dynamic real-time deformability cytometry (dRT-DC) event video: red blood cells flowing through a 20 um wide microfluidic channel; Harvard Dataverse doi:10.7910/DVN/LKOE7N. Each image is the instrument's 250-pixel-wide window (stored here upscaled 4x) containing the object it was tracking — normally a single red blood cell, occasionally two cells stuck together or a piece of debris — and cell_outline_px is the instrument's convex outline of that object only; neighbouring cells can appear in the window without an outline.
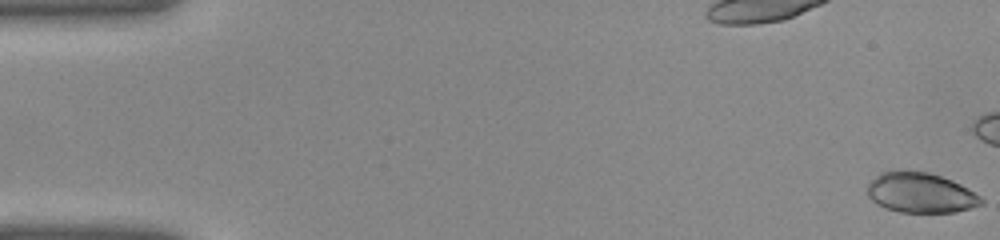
{"species": "common noctule bat (a hibernating species)", "species_latin": "Nyctalus noctula", "temperature_condition": "warm", "stored_images_in_passage": 42, "camera_frame_rate_fps": 3000, "um_per_image_px": 0.085, "animal": {"sex": "female", "body_mass_g": 22.0, "forearm_length_mm": 56.7}, "frame": {"image": 1, "passage_image": 1, "time_ms": 0.0, "image_size_px": [1000, 240], "cell_outline_px": [[984, 204], [956, 212], [900, 212], [884, 208], [876, 204], [864, 192], [868, 184], [880, 172], [900, 168], [904, 168], [928, 172], [952, 180], [960, 184], [980, 196], [984, 200]], "centroid_in_image_um": [78.19, 16.36], "position_along_channel_um": 6.8, "area_um2": 27.22}}
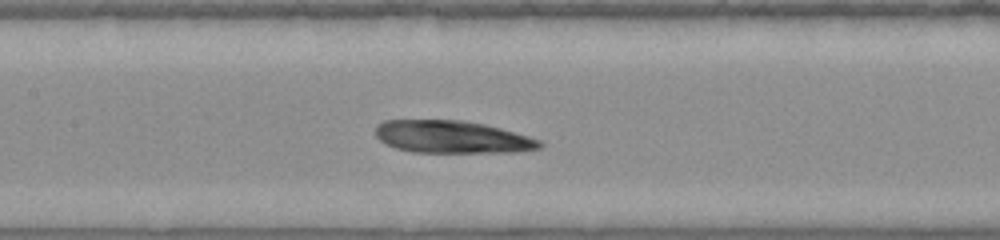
{"frame": {"image": 2, "passage_image": 20, "time_ms": 6.333, "image_size_px": [1000, 240], "cell_outline_px": [[544, 144], [540, 148], [516, 152], [412, 152], [396, 148], [384, 144], [376, 136], [376, 128], [384, 120], [464, 120], [484, 124], [500, 128], [528, 136], [540, 140]], "centroid_in_image_um": [38.43, 11.64], "position_along_channel_um": 169.0, "area_um2": 31.04}}
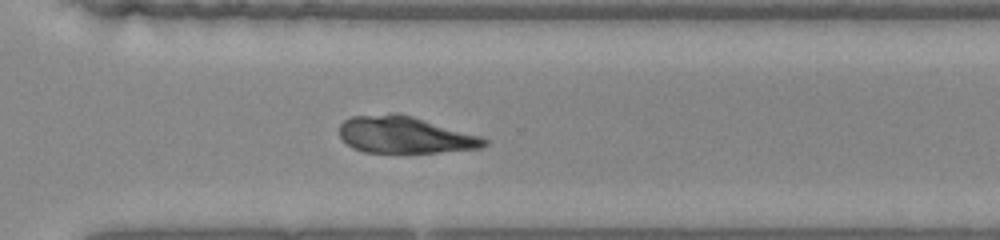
{"frame": {"image": 3, "passage_image": 30, "time_ms": 9.667, "image_size_px": [1000, 240], "cell_outline_px": [[488, 144], [480, 148], [404, 156], [400, 156], [364, 152], [352, 148], [340, 136], [340, 124], [344, 120], [352, 116], [392, 112], [396, 112], [412, 116], [480, 136], [488, 140]], "centroid_in_image_um": [34.39, 11.51], "position_along_channel_um": 336.2, "area_um2": 32.19}}